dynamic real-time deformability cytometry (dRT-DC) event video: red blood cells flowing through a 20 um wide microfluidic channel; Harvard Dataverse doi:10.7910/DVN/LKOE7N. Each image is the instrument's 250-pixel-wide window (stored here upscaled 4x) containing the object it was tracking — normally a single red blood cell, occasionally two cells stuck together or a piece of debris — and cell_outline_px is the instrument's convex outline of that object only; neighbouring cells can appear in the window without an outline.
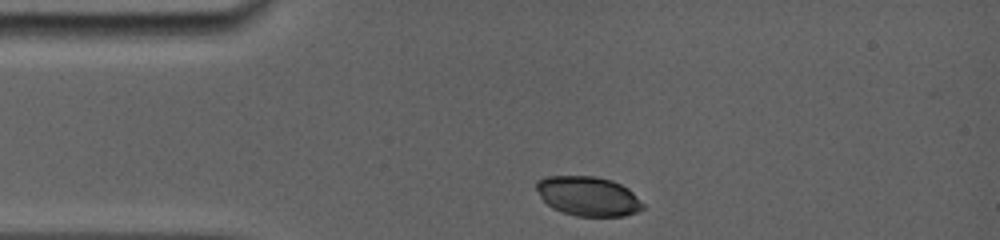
{"species": "common noctule bat (a hibernating species)", "species_latin": "Nyctalus noctula", "temperature_condition": "room temperature", "stored_images_in_passage": 6, "camera_frame_rate_fps": 5000, "um_per_image_px": 0.085, "animal": {"sex": "female", "body_mass_g": 19.0, "forearm_length_mm": 56.7}, "frame": {"image": 1, "passage_image": 1, "time_ms": 0.0, "image_size_px": [1000, 240], "cell_outline_px": [[644, 208], [636, 212], [624, 216], [576, 216], [552, 208], [540, 196], [536, 188], [536, 180], [548, 176], [596, 176], [612, 180], [628, 188], [644, 204]], "centroid_in_image_um": [49.99, 16.67], "position_along_channel_um": 35.0, "area_um2": 24.45}}
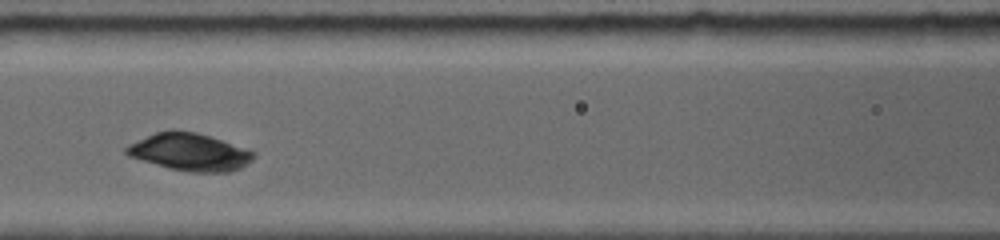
{"frame": {"image": 2, "passage_image": 4, "time_ms": 3.8, "image_size_px": [1000, 240], "cell_outline_px": [[256, 156], [252, 160], [240, 168], [228, 172], [192, 172], [168, 168], [128, 156], [124, 152], [124, 148], [128, 144], [156, 132], [172, 128], [176, 128], [196, 132], [256, 152]], "centroid_in_image_um": [16.09, 12.91], "position_along_channel_um": 150.5, "area_um2": 27.8}}
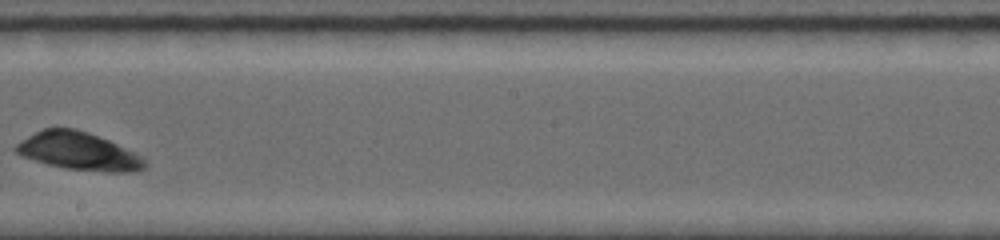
{"frame": {"image": 3, "passage_image": 6, "time_ms": 6.2, "image_size_px": [1000, 240], "cell_outline_px": [[148, 164], [144, 168], [136, 172], [104, 172], [64, 168], [48, 164], [20, 156], [12, 148], [16, 144], [28, 136], [44, 128], [76, 128], [88, 132], [108, 140], [140, 156]], "centroid_in_image_um": [6.65, 12.86], "position_along_channel_um": 241.5, "area_um2": 28.26}}